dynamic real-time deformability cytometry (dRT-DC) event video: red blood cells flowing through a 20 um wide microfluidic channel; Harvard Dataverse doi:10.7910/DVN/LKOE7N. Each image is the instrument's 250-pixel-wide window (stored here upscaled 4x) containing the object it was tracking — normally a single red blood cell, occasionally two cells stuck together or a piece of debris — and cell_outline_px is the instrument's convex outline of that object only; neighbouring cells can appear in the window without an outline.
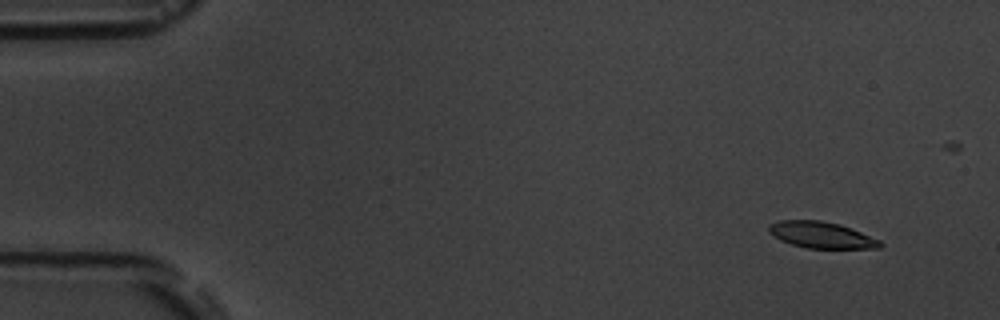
{"species": "common noctule bat (a hibernating species)", "species_latin": "Nyctalus noctula", "temperature_condition": "room temperature", "stored_images_in_passage": 8, "camera_frame_rate_fps": 3000, "um_per_image_px": 0.085, "animal": {"sex": "male", "body_mass_g": 19.5, "forearm_length_mm": 54.6}, "frame": {"image": 1, "passage_image": 1, "time_ms": 0.0, "image_size_px": [1000, 320], "cell_outline_px": [[884, 244], [880, 248], [804, 248], [780, 240], [772, 236], [768, 232], [768, 224], [780, 220], [820, 220], [840, 224], [880, 240]], "centroid_in_image_um": [69.78, 19.97], "position_along_channel_um": 15.2, "area_um2": 17.17}}
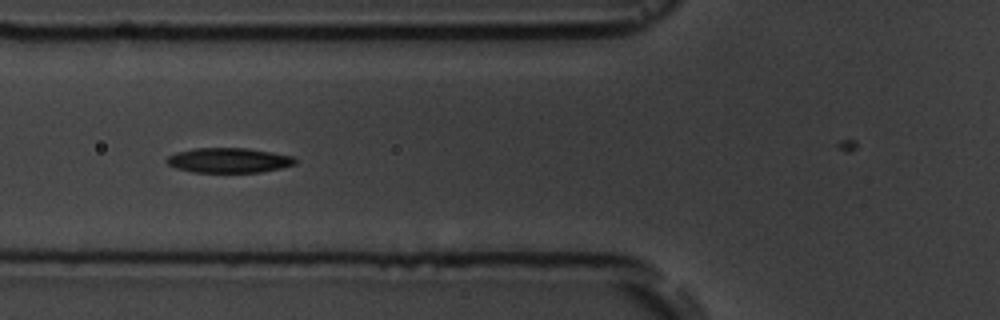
{"frame": {"image": 2, "passage_image": 6, "time_ms": 5.667, "image_size_px": [1000, 320], "cell_outline_px": [[296, 164], [280, 168], [260, 172], [192, 172], [176, 168], [168, 164], [164, 160], [168, 156], [176, 152], [192, 148], [248, 148], [272, 152], [292, 156], [296, 160]], "centroid_in_image_um": [19.42, 13.62], "position_along_channel_um": 106.4, "area_um2": 18.67}}
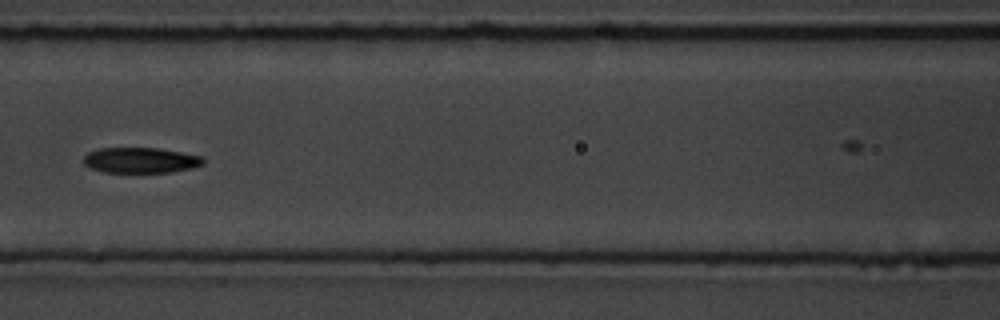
{"frame": {"image": 3, "passage_image": 7, "time_ms": 7.0, "image_size_px": [1000, 320], "cell_outline_px": [[204, 164], [192, 168], [172, 172], [104, 172], [92, 168], [84, 164], [84, 156], [88, 152], [100, 148], [156, 148], [204, 156]], "centroid_in_image_um": [11.98, 13.62], "position_along_channel_um": 154.6, "area_um2": 17.74}}